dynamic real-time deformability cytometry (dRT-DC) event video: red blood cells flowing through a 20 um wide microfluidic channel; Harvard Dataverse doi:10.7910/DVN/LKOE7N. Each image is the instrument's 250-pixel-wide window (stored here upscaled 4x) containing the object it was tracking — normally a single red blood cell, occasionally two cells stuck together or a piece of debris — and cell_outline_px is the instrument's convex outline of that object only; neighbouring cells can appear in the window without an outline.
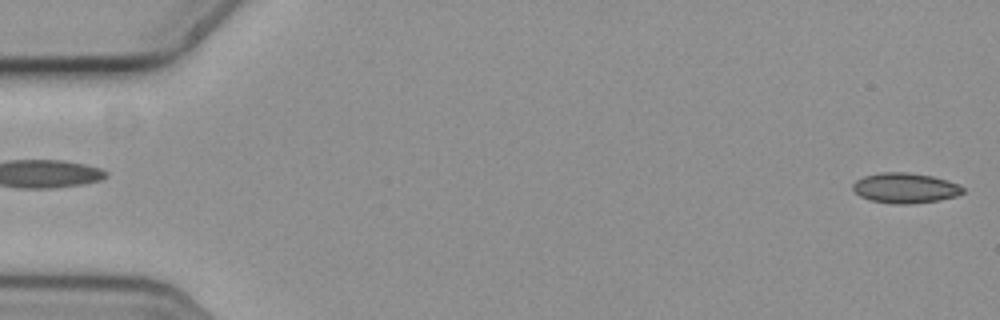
{"species": "common noctule bat (a hibernating species)", "species_latin": "Nyctalus noctula", "temperature_condition": "cold", "stored_images_in_passage": 17, "camera_frame_rate_fps": 3000, "um_per_image_px": 0.085, "animal": {"sex": "female", "body_mass_g": 19.3, "forearm_length_mm": 54.1}, "frame": {"image": 1, "passage_image": 2, "time_ms": 0.333, "image_size_px": [1000, 320], "cell_outline_px": [[964, 192], [956, 196], [940, 200], [912, 204], [896, 204], [868, 200], [860, 196], [852, 188], [852, 184], [856, 180], [864, 176], [880, 172], [908, 172], [932, 176], [956, 184], [964, 188]], "centroid_in_image_um": [76.9, 15.99], "position_along_channel_um": 8.1, "area_um2": 19.36}}
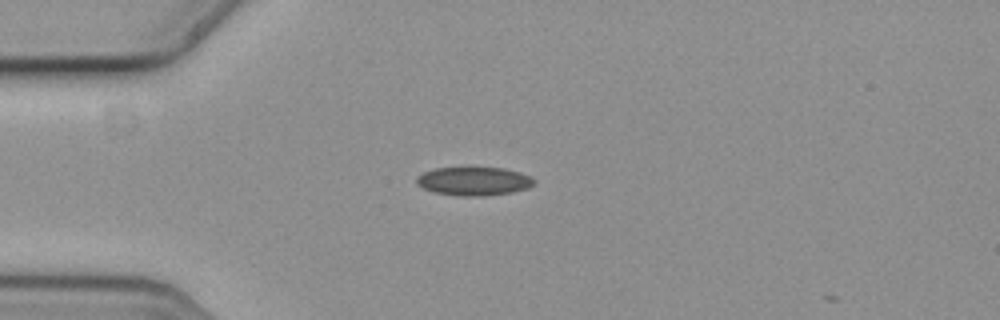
{"frame": {"image": 2, "passage_image": 16, "time_ms": 5.0, "image_size_px": [1000, 320], "cell_outline_px": [[536, 184], [528, 188], [512, 192], [484, 196], [456, 196], [432, 192], [416, 184], [416, 176], [424, 172], [436, 168], [504, 168], [520, 172], [532, 176], [536, 180]], "centroid_in_image_um": [40.3, 15.41], "position_along_channel_um": 44.7, "area_um2": 19.77}}